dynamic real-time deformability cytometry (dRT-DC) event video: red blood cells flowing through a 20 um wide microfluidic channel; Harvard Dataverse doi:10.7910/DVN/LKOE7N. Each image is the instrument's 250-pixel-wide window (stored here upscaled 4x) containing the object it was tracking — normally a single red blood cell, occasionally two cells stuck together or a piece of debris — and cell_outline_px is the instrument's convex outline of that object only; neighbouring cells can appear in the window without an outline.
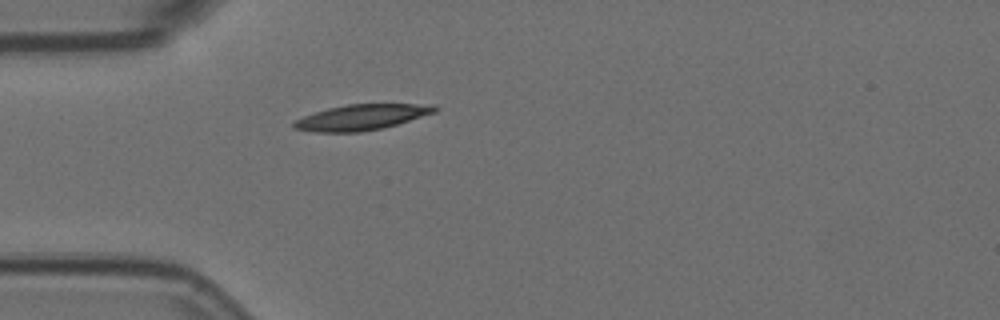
{"species": "Egyptian fruit bat (a non-hibernating species)", "species_latin": "Rousettus aegyptiacus", "temperature_condition": "room temperature", "stored_images_in_passage": 1, "camera_frame_rate_fps": 3000, "um_per_image_px": 0.085, "animal": {"sex": "female"}, "frame": {"image": 1, "passage_image": 1, "time_ms": 0.0, "image_size_px": [1000, 320], "cell_outline_px": [[440, 108], [436, 112], [396, 124], [380, 128], [360, 132], [316, 132], [292, 128], [292, 124], [296, 120], [304, 116], [328, 108], [348, 104], [436, 104]], "centroid_in_image_um": [30.76, 9.96], "position_along_channel_um": 54.2, "area_um2": 20.87}}